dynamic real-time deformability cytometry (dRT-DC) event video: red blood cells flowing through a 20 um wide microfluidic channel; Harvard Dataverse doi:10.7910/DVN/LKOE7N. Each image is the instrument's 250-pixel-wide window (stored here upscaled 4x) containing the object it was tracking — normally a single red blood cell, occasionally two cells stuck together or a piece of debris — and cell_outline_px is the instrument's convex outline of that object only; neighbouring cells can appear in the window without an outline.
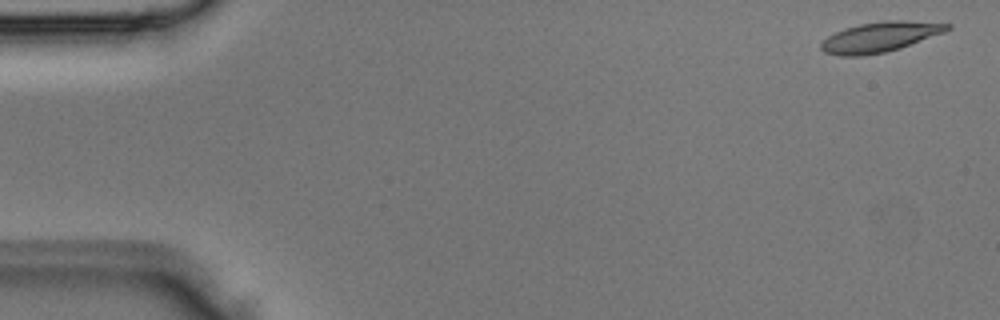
{"species": "Egyptian fruit bat (a non-hibernating species)", "species_latin": "Rousettus aegyptiacus", "temperature_condition": "room temperature", "stored_images_in_passage": 3, "segment_of_instrument_passage": [2, 2], "camera_frame_rate_fps": 3000, "um_per_image_px": 0.085, "animal": {"sex": "male"}, "frame": {"image": 1, "passage_image": 3, "time_ms": 0.667, "image_size_px": [1000, 320], "cell_outline_px": [[952, 28], [944, 32], [900, 48], [884, 52], [860, 56], [840, 56], [824, 52], [820, 48], [820, 44], [828, 36], [844, 28], [860, 24], [884, 20], [904, 20], [952, 24]], "centroid_in_image_um": [74.79, 3.14], "position_along_channel_um": 10.2, "area_um2": 22.02}}